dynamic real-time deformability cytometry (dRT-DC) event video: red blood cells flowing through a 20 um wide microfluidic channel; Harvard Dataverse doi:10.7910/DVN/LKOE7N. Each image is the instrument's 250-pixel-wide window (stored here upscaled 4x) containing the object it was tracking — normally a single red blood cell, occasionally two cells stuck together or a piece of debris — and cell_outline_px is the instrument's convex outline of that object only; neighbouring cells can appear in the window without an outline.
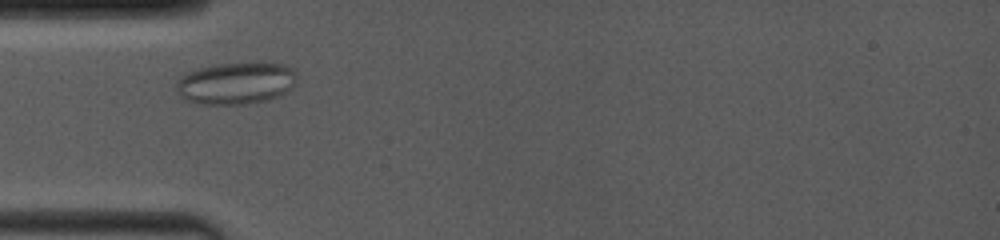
{"species": "common noctule bat (a hibernating species)", "species_latin": "Nyctalus noctula", "temperature_condition": "room temperature", "stored_images_in_passage": 40, "camera_frame_rate_fps": 4000, "um_per_image_px": 0.085, "animal": {"sex": "female", "body_mass_g": 19.0, "forearm_length_mm": 53.3}, "frame": {"image": 1, "passage_image": 5, "time_ms": 1.25, "image_size_px": [1000, 240], "cell_outline_px": [[296, 76], [292, 84], [284, 92], [268, 100], [244, 104], [200, 104], [188, 100], [180, 96], [176, 88], [176, 80], [188, 72], [200, 68], [216, 64], [260, 60], [288, 64], [292, 68]], "centroid_in_image_um": [20.06, 7.02], "position_along_channel_um": 64.9, "area_um2": 29.88}}
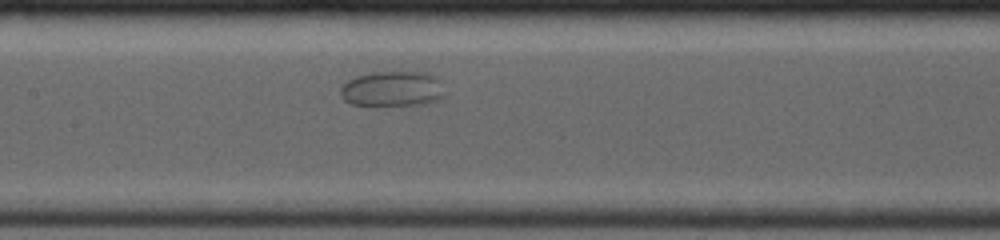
{"frame": {"image": 2, "passage_image": 19, "time_ms": 4.25, "image_size_px": [1000, 240], "cell_outline_px": [[444, 96], [440, 100], [424, 104], [376, 108], [372, 108], [352, 104], [344, 100], [340, 96], [340, 88], [348, 80], [356, 76], [372, 72], [424, 72], [440, 80], [444, 92]], "centroid_in_image_um": [33.32, 7.61], "position_along_channel_um": 174.1, "area_um2": 22.31}}
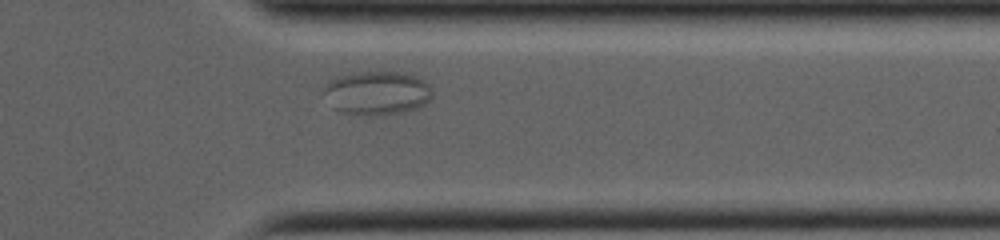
{"frame": {"image": 3, "passage_image": 35, "time_ms": 9.75, "image_size_px": [1000, 240], "cell_outline_px": [[432, 96], [424, 104], [416, 108], [404, 112], [380, 116], [368, 116], [340, 112], [332, 108], [324, 92], [324, 88], [328, 80], [336, 76], [352, 72], [400, 72], [416, 76], [424, 80], [428, 84], [432, 92]], "centroid_in_image_um": [32.01, 7.91], "position_along_channel_um": 379.4, "area_um2": 28.03}}